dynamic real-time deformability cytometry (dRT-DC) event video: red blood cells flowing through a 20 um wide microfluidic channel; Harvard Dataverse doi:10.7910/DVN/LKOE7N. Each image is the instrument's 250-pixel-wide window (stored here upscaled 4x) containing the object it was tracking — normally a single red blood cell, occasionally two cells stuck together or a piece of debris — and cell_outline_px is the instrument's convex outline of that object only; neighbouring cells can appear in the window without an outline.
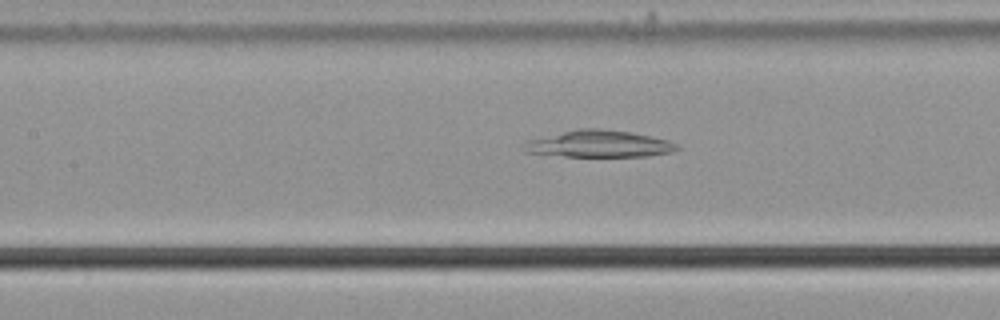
{"species": "common noctule bat (a hibernating species)", "species_latin": "Nyctalus noctula", "temperature_condition": "cold", "stored_images_in_passage": 55, "camera_frame_rate_fps": 3000, "um_per_image_px": 0.085, "animal": {"sex": "male", "body_mass_g": 21.5, "forearm_length_mm": 52.0}, "frame": {"image": 1, "passage_image": 25, "time_ms": 8.0, "image_size_px": [1000, 320], "cell_outline_px": [[680, 148], [672, 152], [648, 156], [564, 156], [524, 152], [524, 140], [576, 128], [600, 128], [632, 132], [668, 140], [676, 144]], "centroid_in_image_um": [50.87, 12.22], "position_along_channel_um": 156.5, "area_um2": 24.16}}
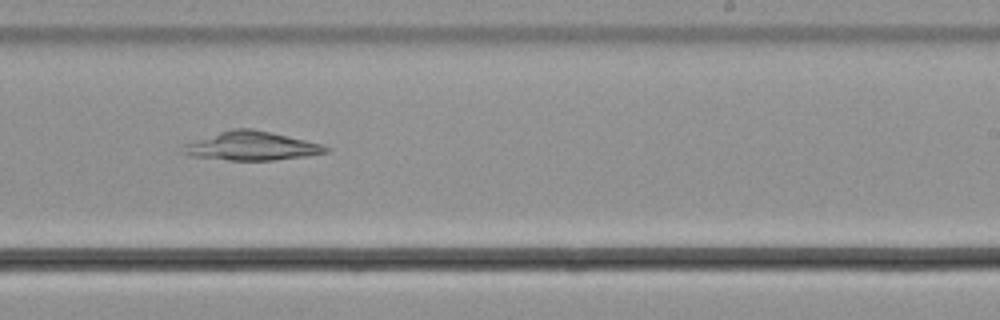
{"frame": {"image": 2, "passage_image": 34, "time_ms": 11.0, "image_size_px": [1000, 320], "cell_outline_px": [[332, 148], [328, 152], [308, 156], [272, 160], [228, 160], [188, 156], [184, 152], [184, 144], [232, 128], [252, 128], [272, 132], [320, 144]], "centroid_in_image_um": [21.41, 12.41], "position_along_channel_um": 267.6, "area_um2": 23.7}}
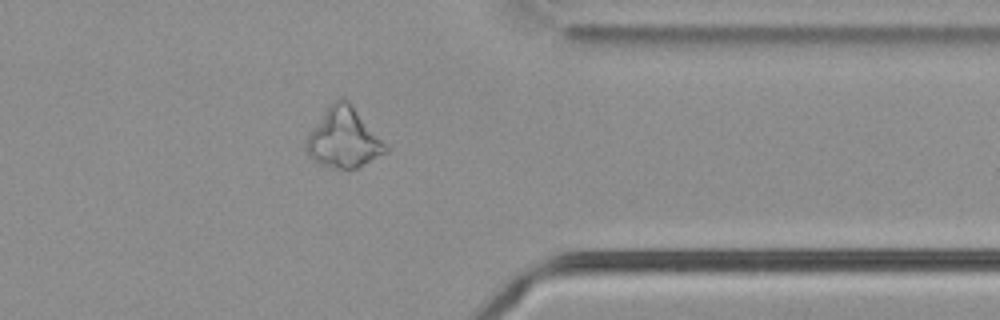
{"frame": {"image": 3, "passage_image": 44, "time_ms": 14.333, "image_size_px": [1000, 320], "cell_outline_px": [[388, 152], [356, 168], [332, 168], [320, 164], [312, 160], [308, 156], [304, 144], [308, 136], [332, 100], [340, 96], [344, 96], [348, 100], [388, 148]], "centroid_in_image_um": [29.18, 11.73], "position_along_channel_um": 382.2, "area_um2": 27.17}}